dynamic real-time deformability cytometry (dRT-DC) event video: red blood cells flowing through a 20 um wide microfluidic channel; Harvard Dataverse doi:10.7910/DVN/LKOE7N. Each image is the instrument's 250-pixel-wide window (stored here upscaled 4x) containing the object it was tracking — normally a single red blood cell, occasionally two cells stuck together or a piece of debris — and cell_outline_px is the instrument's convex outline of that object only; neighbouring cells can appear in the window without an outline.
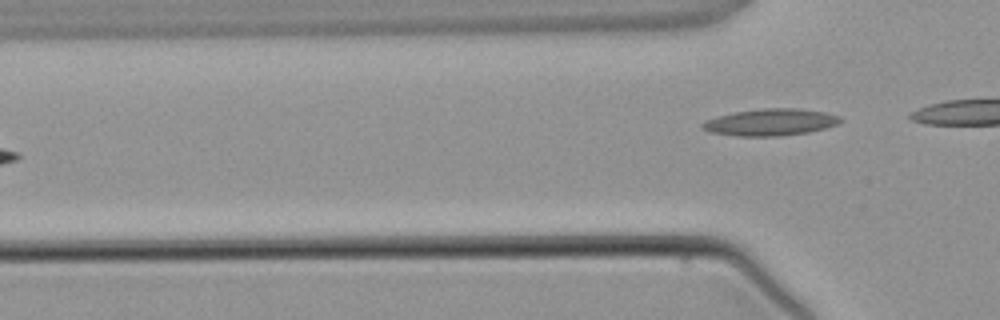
{"species": "common noctule bat (a hibernating species)", "species_latin": "Nyctalus noctula", "temperature_condition": "warm", "stored_images_in_passage": 4, "camera_frame_rate_fps": 3000, "um_per_image_px": 0.085, "animal": {"sex": "male", "body_mass_g": 21.5, "forearm_length_mm": 52.0}, "frame": {"image": 1, "passage_image": 4, "time_ms": 3.667, "image_size_px": [1000, 320], "cell_outline_px": [[840, 120], [836, 124], [824, 128], [808, 132], [780, 136], [736, 136], [708, 132], [700, 128], [700, 124], [704, 120], [736, 112], [764, 108], [796, 108], [824, 112], [840, 116]], "centroid_in_image_um": [65.42, 10.4], "position_along_channel_um": 60.4, "area_um2": 21.44}}